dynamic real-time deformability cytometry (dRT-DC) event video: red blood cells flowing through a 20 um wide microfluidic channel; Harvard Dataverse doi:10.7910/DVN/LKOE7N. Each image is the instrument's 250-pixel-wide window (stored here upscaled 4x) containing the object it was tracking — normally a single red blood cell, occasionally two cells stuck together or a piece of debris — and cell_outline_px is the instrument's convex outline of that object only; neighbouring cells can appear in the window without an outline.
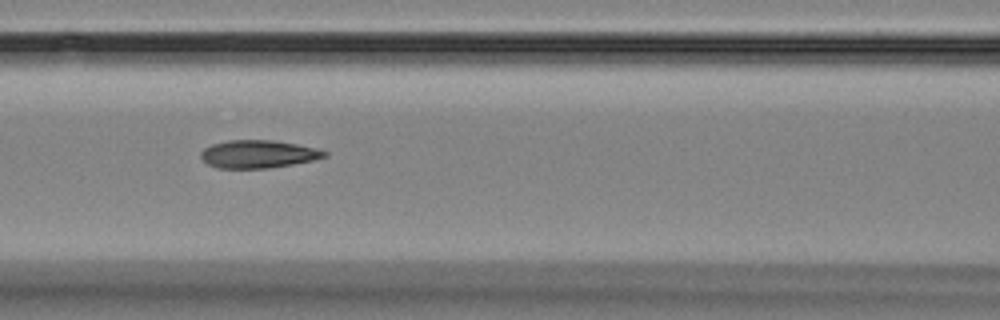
{"species": "Egyptian fruit bat (a non-hibernating species)", "species_latin": "Rousettus aegyptiacus", "temperature_condition": "room temperature", "stored_images_in_passage": 11, "camera_frame_rate_fps": 3000, "um_per_image_px": 0.085, "animal": {"sex": "female"}, "frame": {"image": 1, "passage_image": 7, "time_ms": 6.667, "image_size_px": [1000, 320], "cell_outline_px": [[328, 156], [312, 160], [292, 164], [268, 168], [216, 168], [208, 164], [200, 156], [200, 152], [204, 148], [212, 144], [228, 140], [272, 140], [296, 144], [316, 148], [328, 152]], "centroid_in_image_um": [21.93, 13.09], "position_along_channel_um": 144.7, "area_um2": 20.0}}
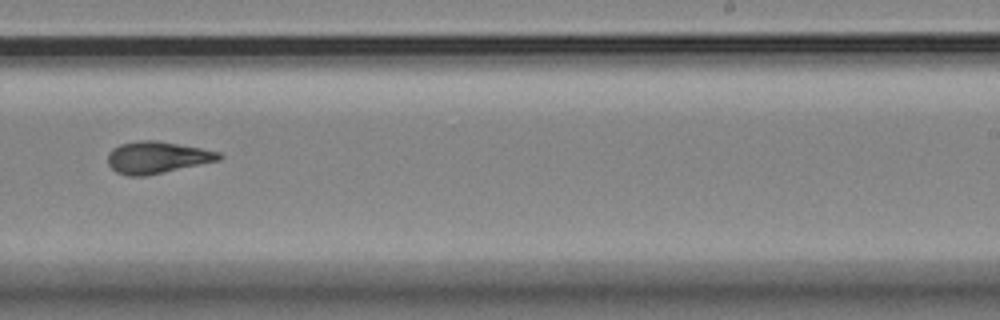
{"frame": {"image": 2, "passage_image": 10, "time_ms": 10.333, "image_size_px": [1000, 320], "cell_outline_px": [[224, 156], [220, 160], [144, 176], [128, 176], [116, 172], [108, 164], [108, 152], [112, 148], [120, 144], [140, 140], [160, 140], [220, 152]], "centroid_in_image_um": [13.34, 13.37], "position_along_channel_um": 275.7, "area_um2": 20.69}}
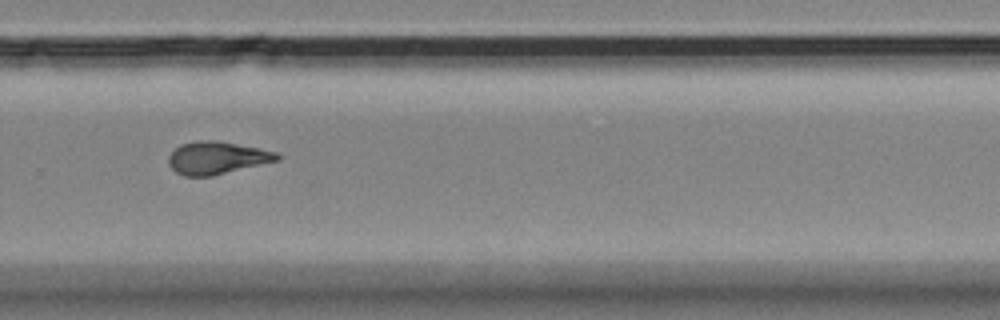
{"frame": {"image": 3, "passage_image": 11, "time_ms": 11.333, "image_size_px": [1000, 320], "cell_outline_px": [[280, 160], [212, 176], [184, 176], [176, 172], [168, 164], [168, 156], [180, 144], [196, 140], [216, 140], [280, 152]], "centroid_in_image_um": [18.45, 13.41], "position_along_channel_um": 311.4, "area_um2": 20.75}}